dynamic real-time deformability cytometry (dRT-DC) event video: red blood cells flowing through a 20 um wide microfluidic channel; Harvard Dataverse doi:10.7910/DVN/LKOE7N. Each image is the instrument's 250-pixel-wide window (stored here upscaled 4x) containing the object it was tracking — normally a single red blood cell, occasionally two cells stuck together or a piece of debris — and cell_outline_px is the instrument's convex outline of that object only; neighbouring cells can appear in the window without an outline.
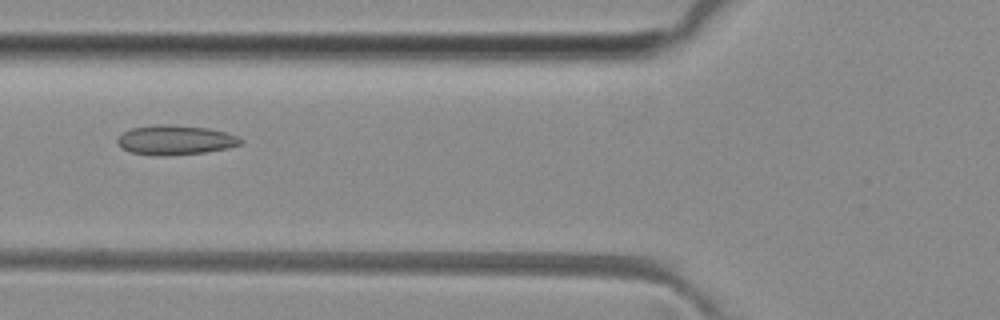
{"species": "common noctule bat (a hibernating species)", "species_latin": "Nyctalus noctula", "temperature_condition": "room temperature", "stored_images_in_passage": 50, "camera_frame_rate_fps": 3000, "um_per_image_px": 0.085, "animal": {"sex": "female", "body_mass_g": 29.2, "forearm_length_mm": 56.3}, "frame": {"image": 1, "passage_image": 19, "time_ms": 6.0, "image_size_px": [1000, 320], "cell_outline_px": [[244, 140], [240, 144], [228, 148], [204, 152], [160, 156], [128, 152], [120, 148], [116, 140], [124, 132], [132, 128], [152, 124], [172, 124], [208, 128], [224, 132], [236, 136]], "centroid_in_image_um": [14.86, 11.89], "position_along_channel_um": 110.9, "area_um2": 21.27}}
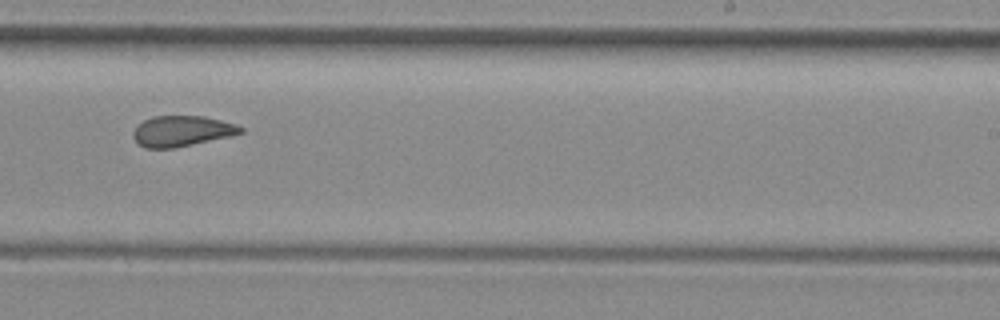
{"frame": {"image": 2, "passage_image": 31, "time_ms": 10.0, "image_size_px": [1000, 320], "cell_outline_px": [[244, 132], [228, 136], [192, 144], [172, 148], [144, 148], [132, 136], [132, 132], [136, 124], [152, 116], [204, 116], [236, 124], [244, 128]], "centroid_in_image_um": [15.41, 11.13], "position_along_channel_um": 273.6, "area_um2": 19.07}}
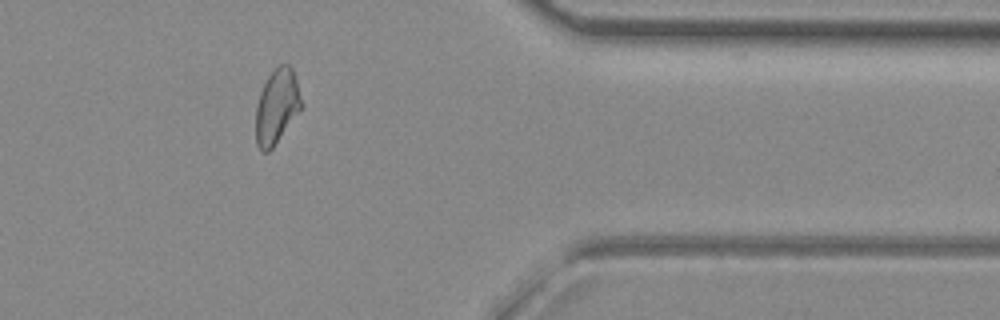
{"frame": {"image": 3, "passage_image": 41, "time_ms": 13.333, "image_size_px": [1000, 320], "cell_outline_px": [[304, 104], [272, 148], [268, 152], [260, 152], [256, 144], [256, 108], [260, 92], [268, 76], [280, 64], [288, 64], [292, 68]], "centroid_in_image_um": [23.52, 9.06], "position_along_channel_um": 387.9, "area_um2": 19.65}, "authors_computed_cell_mechanics": {"area_um2": 20.7502, "velocity_mm_per_s": 4.0771, "shape_relaxation_time_tau1_ms": null, "shape_relaxation_time_tau2_ms": 1.463, "deformation_change_tau1": null, "deformation_change_tau2": 0.0765}}